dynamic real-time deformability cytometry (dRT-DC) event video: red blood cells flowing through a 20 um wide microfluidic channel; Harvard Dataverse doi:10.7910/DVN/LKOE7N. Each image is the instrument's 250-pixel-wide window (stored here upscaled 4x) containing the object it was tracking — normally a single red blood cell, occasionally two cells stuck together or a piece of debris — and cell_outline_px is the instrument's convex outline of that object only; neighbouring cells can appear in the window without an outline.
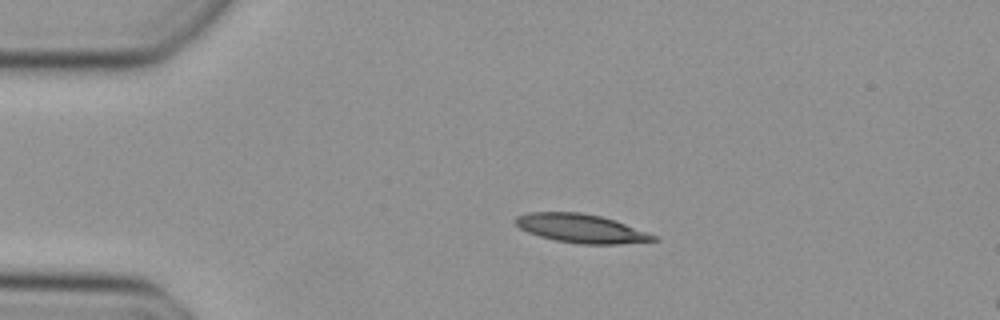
{"species": "Egyptian fruit bat (a non-hibernating species)", "species_latin": "Rousettus aegyptiacus", "temperature_condition": "cold", "stored_images_in_passage": 39, "camera_frame_rate_fps": 3000, "um_per_image_px": 0.085, "animal": {"sex": "female"}, "frame": {"image": 1, "passage_image": 1, "time_ms": 0.0, "image_size_px": [1000, 320], "cell_outline_px": [[660, 240], [620, 244], [580, 244], [556, 240], [540, 236], [528, 232], [520, 228], [512, 220], [516, 216], [528, 212], [580, 212], [600, 216], [624, 224], [656, 236]], "centroid_in_image_um": [49.34, 19.41], "position_along_channel_um": 35.7, "area_um2": 22.83}}
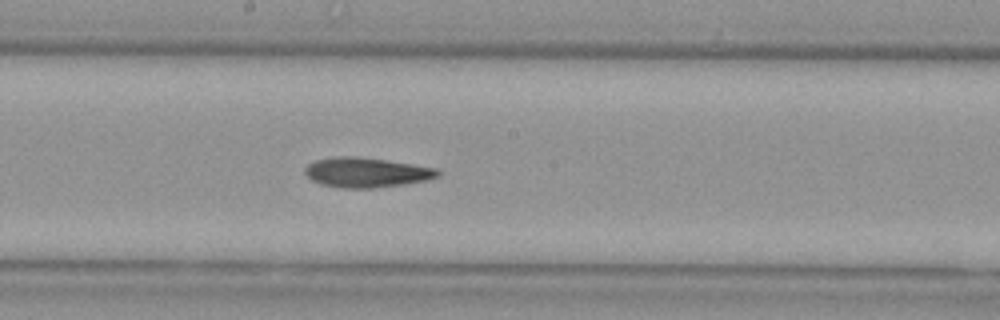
{"frame": {"image": 2, "passage_image": 17, "time_ms": 5.333, "image_size_px": [1000, 320], "cell_outline_px": [[440, 176], [428, 180], [404, 184], [372, 188], [340, 188], [320, 184], [312, 180], [304, 172], [304, 168], [308, 164], [316, 160], [332, 156], [356, 156], [412, 164], [436, 168], [440, 172]], "centroid_in_image_um": [31.12, 14.66], "position_along_channel_um": 217.1, "area_um2": 23.12}}
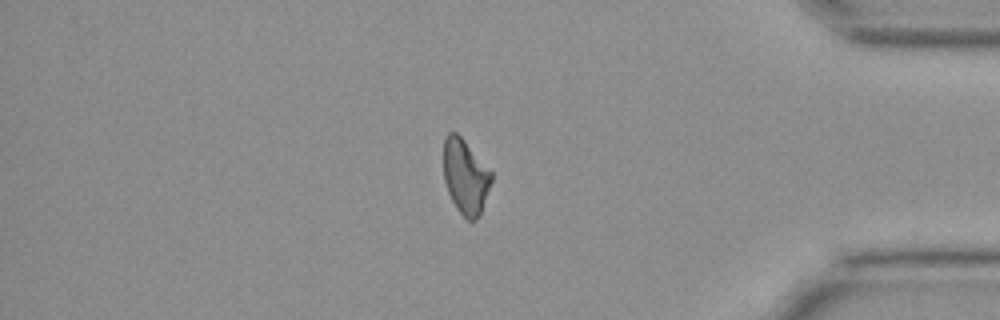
{"frame": {"image": 3, "passage_image": 32, "time_ms": 10.333, "image_size_px": [1000, 320], "cell_outline_px": [[492, 180], [480, 216], [476, 220], [468, 220], [456, 208], [448, 192], [444, 180], [444, 136], [448, 132], [456, 132], [464, 140], [492, 172]], "centroid_in_image_um": [39.56, 15.01], "position_along_channel_um": 395.6, "area_um2": 20.75}}